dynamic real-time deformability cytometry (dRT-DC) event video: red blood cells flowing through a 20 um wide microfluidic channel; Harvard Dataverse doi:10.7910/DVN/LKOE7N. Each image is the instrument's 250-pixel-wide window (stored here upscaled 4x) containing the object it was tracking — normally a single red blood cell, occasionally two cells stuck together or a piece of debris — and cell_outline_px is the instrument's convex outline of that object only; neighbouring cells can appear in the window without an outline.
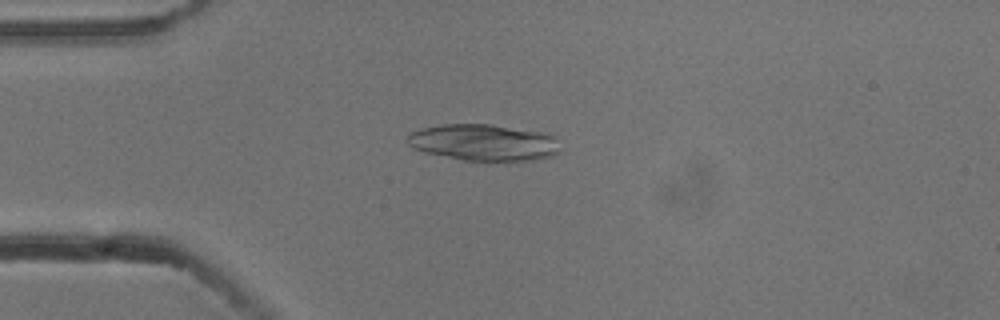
{"species": "common noctule bat (a hibernating species)", "species_latin": "Nyctalus noctula", "temperature_condition": "cold", "stored_images_in_passage": 6, "camera_frame_rate_fps": 3000, "um_per_image_px": 0.085, "animal": {"sex": "male", "body_mass_g": 13.3}, "frame": {"image": 1, "passage_image": 4, "time_ms": 1.0, "image_size_px": [1000, 320], "cell_outline_px": [[560, 152], [552, 156], [532, 160], [464, 160], [424, 152], [412, 148], [408, 144], [408, 136], [412, 132], [424, 128], [444, 124], [492, 124], [540, 132], [556, 136]], "centroid_in_image_um": [41.13, 12.11], "position_along_channel_um": 43.9, "area_um2": 32.25}}